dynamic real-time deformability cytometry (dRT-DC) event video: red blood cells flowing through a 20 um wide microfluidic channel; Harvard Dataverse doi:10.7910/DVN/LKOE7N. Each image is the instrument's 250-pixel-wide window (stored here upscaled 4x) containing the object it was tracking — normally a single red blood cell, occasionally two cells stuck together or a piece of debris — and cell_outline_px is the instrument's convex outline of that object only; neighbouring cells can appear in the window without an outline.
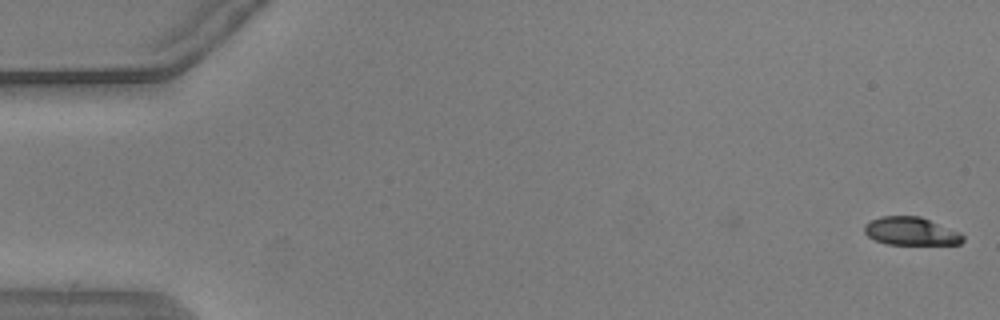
{"species": "common noctule bat (a hibernating species)", "species_latin": "Nyctalus noctula", "temperature_condition": "warm", "stored_images_in_passage": 31, "camera_frame_rate_fps": 3000, "um_per_image_px": 0.085, "animal": {"sex": "male", "body_mass_g": 20.5, "forearm_length_mm": 52.5}, "frame": {"image": 1, "passage_image": 1, "time_ms": 0.0, "image_size_px": [1000, 320], "cell_outline_px": [[964, 240], [960, 244], [884, 244], [868, 236], [864, 232], [864, 224], [868, 220], [880, 216], [920, 216], [960, 232], [964, 236]], "centroid_in_image_um": [77.4, 19.64], "position_along_channel_um": 7.6, "area_um2": 16.24}}
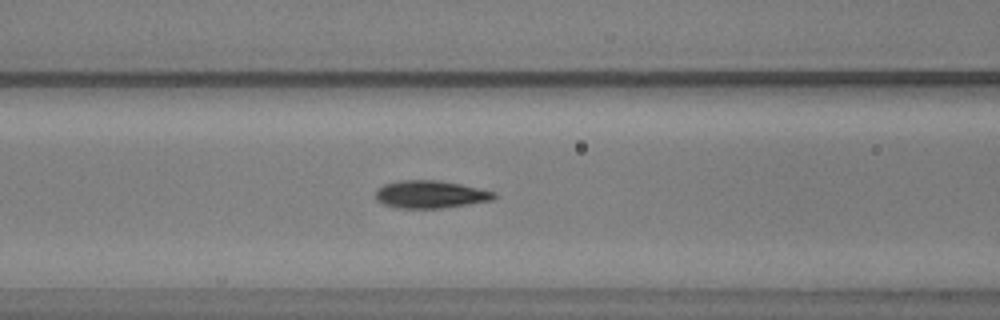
{"frame": {"image": 2, "passage_image": 23, "time_ms": 7.333, "image_size_px": [1000, 320], "cell_outline_px": [[496, 196], [492, 200], [468, 204], [440, 208], [396, 208], [384, 204], [376, 200], [376, 188], [384, 184], [400, 180], [440, 180], [460, 184], [496, 192]], "centroid_in_image_um": [36.55, 16.51], "position_along_channel_um": 130.0, "area_um2": 19.07}}
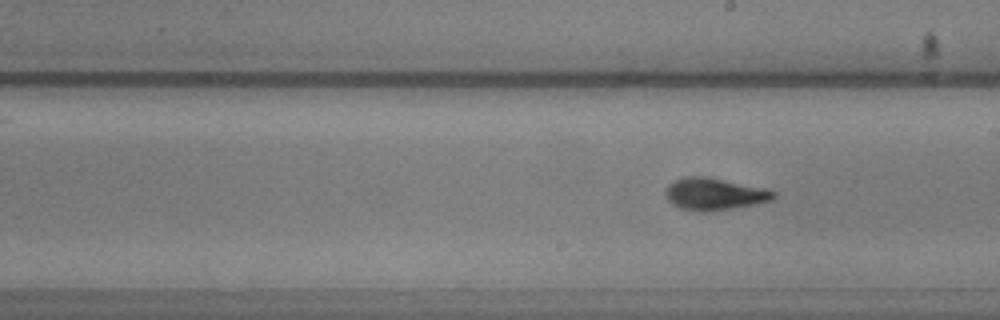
{"frame": {"image": 3, "passage_image": 31, "time_ms": 10.0, "image_size_px": [1000, 320], "cell_outline_px": [[776, 196], [772, 200], [756, 204], [732, 208], [704, 212], [696, 212], [680, 208], [672, 204], [668, 200], [664, 192], [668, 184], [684, 176], [708, 176], [772, 188], [776, 192]], "centroid_in_image_um": [60.77, 16.47], "position_along_channel_um": 228.2, "area_um2": 20.81}}